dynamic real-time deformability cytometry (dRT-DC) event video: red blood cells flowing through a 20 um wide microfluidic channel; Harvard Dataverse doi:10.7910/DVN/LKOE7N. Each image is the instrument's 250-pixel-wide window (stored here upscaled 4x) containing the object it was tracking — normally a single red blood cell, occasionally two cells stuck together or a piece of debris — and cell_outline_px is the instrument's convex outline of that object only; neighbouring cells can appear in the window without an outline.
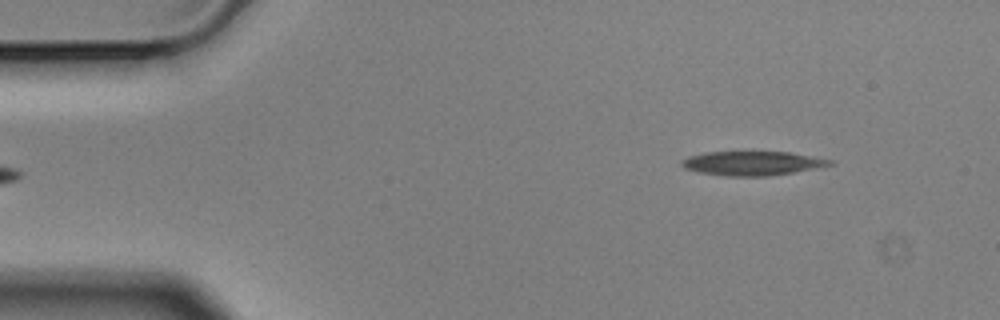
{"species": "Egyptian fruit bat (a non-hibernating species)", "species_latin": "Rousettus aegyptiacus", "temperature_condition": "cold", "stored_images_in_passage": 5, "camera_frame_rate_fps": 3000, "um_per_image_px": 0.085, "animal": {"sex": "male"}, "frame": {"image": 1, "passage_image": 5, "time_ms": 1.333, "image_size_px": [1000, 320], "cell_outline_px": [[836, 164], [792, 172], [768, 176], [728, 176], [700, 172], [684, 168], [680, 164], [680, 160], [688, 156], [704, 152], [788, 152], [832, 160]], "centroid_in_image_um": [63.9, 13.87], "position_along_channel_um": 21.1, "area_um2": 20.63}}